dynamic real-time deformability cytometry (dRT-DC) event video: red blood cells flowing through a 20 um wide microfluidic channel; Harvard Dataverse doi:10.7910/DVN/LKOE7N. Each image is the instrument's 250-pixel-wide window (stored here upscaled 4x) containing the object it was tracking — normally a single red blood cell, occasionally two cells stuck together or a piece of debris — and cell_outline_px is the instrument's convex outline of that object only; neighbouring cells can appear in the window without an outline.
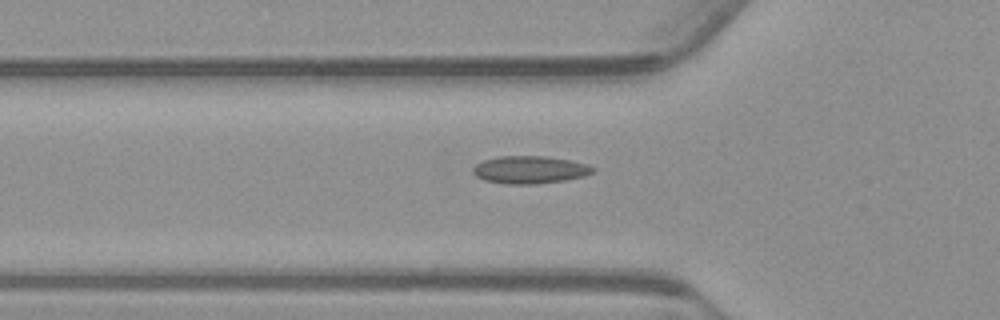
{"species": "common noctule bat (a hibernating species)", "species_latin": "Nyctalus noctula", "temperature_condition": "warm", "stored_images_in_passage": 39, "camera_frame_rate_fps": 3000, "um_per_image_px": 0.085, "animal": {"sex": "male", "body_mass_g": 23.1, "forearm_length_mm": 52.7}, "frame": {"image": 1, "passage_image": 7, "time_ms": 2.0, "image_size_px": [1000, 320], "cell_outline_px": [[596, 168], [592, 172], [584, 176], [564, 180], [536, 184], [508, 184], [484, 180], [476, 176], [472, 172], [472, 168], [476, 164], [484, 160], [500, 156], [544, 156], [568, 160], [588, 164]], "centroid_in_image_um": [45.02, 14.43], "position_along_channel_um": 80.8, "area_um2": 19.19}}
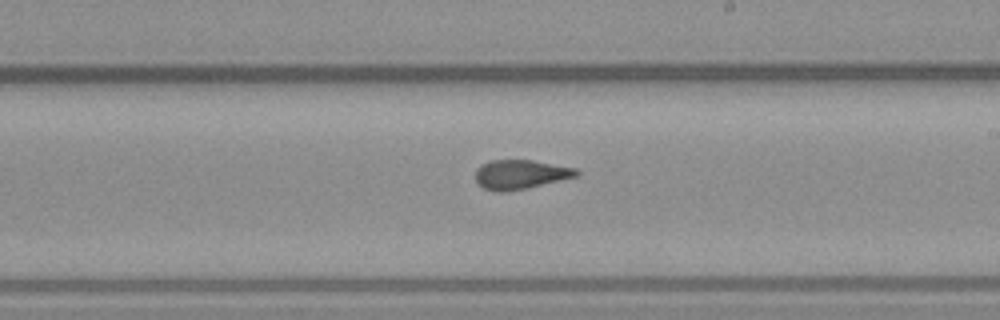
{"frame": {"image": 2, "passage_image": 20, "time_ms": 6.333, "image_size_px": [1000, 320], "cell_outline_px": [[580, 176], [528, 188], [504, 192], [496, 192], [484, 188], [476, 180], [476, 168], [492, 160], [532, 160], [576, 168], [580, 172]], "centroid_in_image_um": [44.29, 14.83], "position_along_channel_um": 244.7, "area_um2": 17.28}}
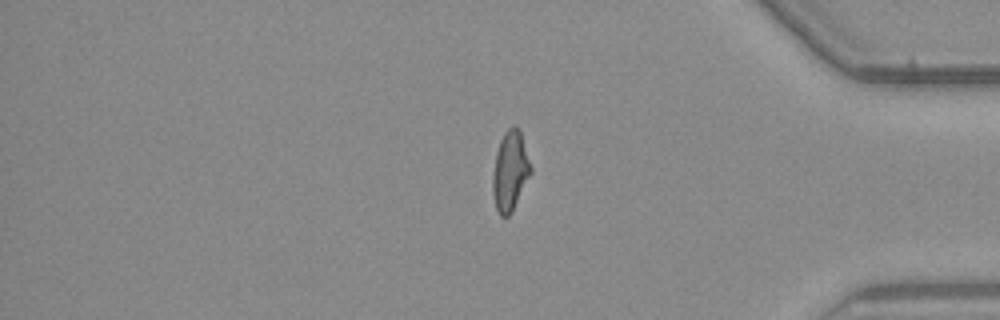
{"frame": {"image": 3, "passage_image": 34, "time_ms": 11.0, "image_size_px": [1000, 320], "cell_outline_px": [[532, 172], [512, 212], [508, 216], [500, 216], [496, 208], [492, 192], [492, 176], [496, 152], [500, 140], [504, 132], [508, 128], [516, 124], [520, 128], [532, 168]], "centroid_in_image_um": [43.37, 14.51], "position_along_channel_um": 391.8, "area_um2": 17.92}, "authors_computed_cell_mechanics": {"area_um2": 17.8602, "velocity_mm_per_s": 3.7623, "shape_relaxation_time_tau1_ms": null, "shape_relaxation_time_tau2_ms": 1.2847, "deformation_change_tau1": null, "deformation_change_tau2": 0.073}}